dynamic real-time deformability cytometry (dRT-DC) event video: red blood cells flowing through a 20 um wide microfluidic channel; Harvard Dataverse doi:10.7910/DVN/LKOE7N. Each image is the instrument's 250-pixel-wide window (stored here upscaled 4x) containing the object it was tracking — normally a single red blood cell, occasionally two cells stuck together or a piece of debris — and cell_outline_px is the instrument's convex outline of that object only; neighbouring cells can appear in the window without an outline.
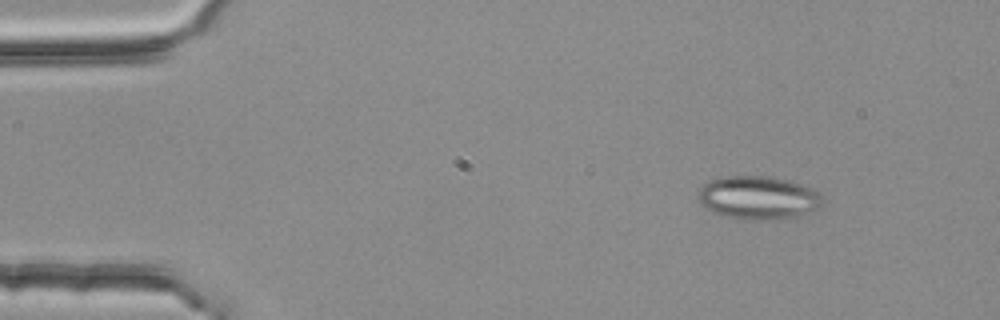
{"species": "common noctule bat (a hibernating species)", "species_latin": "Nyctalus noctula", "temperature_condition": "room temperature", "stored_images_in_passage": 5, "segment_of_instrument_passage": [2, 2], "camera_frame_rate_fps": 3000, "um_per_image_px": 0.085, "animal": {"sex": "female", "body_mass_g": 25.1}, "frame": {"image": 1, "passage_image": 5, "time_ms": 1.333, "image_size_px": [1000, 320], "cell_outline_px": [[820, 208], [796, 216], [772, 220], [744, 220], [720, 216], [704, 208], [700, 204], [696, 196], [700, 188], [704, 184], [720, 176], [768, 176], [800, 184], [812, 188], [820, 196]], "centroid_in_image_um": [64.35, 16.82], "position_along_channel_um": 20.6, "area_um2": 31.5}}